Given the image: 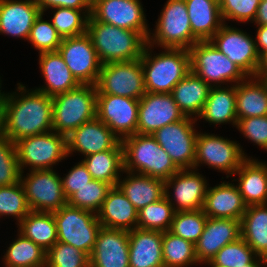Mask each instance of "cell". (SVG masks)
<instances>
[{"label": "cell", "mask_w": 267, "mask_h": 267, "mask_svg": "<svg viewBox=\"0 0 267 267\" xmlns=\"http://www.w3.org/2000/svg\"><path fill=\"white\" fill-rule=\"evenodd\" d=\"M17 85L16 92L5 94L2 136L16 143L53 131L52 97L36 89L27 91L21 83Z\"/></svg>", "instance_id": "1"}, {"label": "cell", "mask_w": 267, "mask_h": 267, "mask_svg": "<svg viewBox=\"0 0 267 267\" xmlns=\"http://www.w3.org/2000/svg\"><path fill=\"white\" fill-rule=\"evenodd\" d=\"M87 34L101 64L138 60L147 39L139 32L95 21L89 16Z\"/></svg>", "instance_id": "2"}, {"label": "cell", "mask_w": 267, "mask_h": 267, "mask_svg": "<svg viewBox=\"0 0 267 267\" xmlns=\"http://www.w3.org/2000/svg\"><path fill=\"white\" fill-rule=\"evenodd\" d=\"M152 48L147 44L140 58L145 91L171 93L174 86L191 71L189 50L164 48L159 54L152 55Z\"/></svg>", "instance_id": "3"}, {"label": "cell", "mask_w": 267, "mask_h": 267, "mask_svg": "<svg viewBox=\"0 0 267 267\" xmlns=\"http://www.w3.org/2000/svg\"><path fill=\"white\" fill-rule=\"evenodd\" d=\"M121 142L126 171L166 181L180 170L152 135L136 133Z\"/></svg>", "instance_id": "4"}, {"label": "cell", "mask_w": 267, "mask_h": 267, "mask_svg": "<svg viewBox=\"0 0 267 267\" xmlns=\"http://www.w3.org/2000/svg\"><path fill=\"white\" fill-rule=\"evenodd\" d=\"M53 131L66 137L83 123L96 118L97 87H79L52 97Z\"/></svg>", "instance_id": "5"}, {"label": "cell", "mask_w": 267, "mask_h": 267, "mask_svg": "<svg viewBox=\"0 0 267 267\" xmlns=\"http://www.w3.org/2000/svg\"><path fill=\"white\" fill-rule=\"evenodd\" d=\"M149 33L147 44L157 47L189 50L199 40L192 34L185 0H167ZM151 34H153L151 36Z\"/></svg>", "instance_id": "6"}, {"label": "cell", "mask_w": 267, "mask_h": 267, "mask_svg": "<svg viewBox=\"0 0 267 267\" xmlns=\"http://www.w3.org/2000/svg\"><path fill=\"white\" fill-rule=\"evenodd\" d=\"M189 53L191 71L211 87L222 86L227 82L236 85L247 78L210 40L196 42Z\"/></svg>", "instance_id": "7"}, {"label": "cell", "mask_w": 267, "mask_h": 267, "mask_svg": "<svg viewBox=\"0 0 267 267\" xmlns=\"http://www.w3.org/2000/svg\"><path fill=\"white\" fill-rule=\"evenodd\" d=\"M53 215L58 242L72 245L90 256L102 227L97 214L66 204Z\"/></svg>", "instance_id": "8"}, {"label": "cell", "mask_w": 267, "mask_h": 267, "mask_svg": "<svg viewBox=\"0 0 267 267\" xmlns=\"http://www.w3.org/2000/svg\"><path fill=\"white\" fill-rule=\"evenodd\" d=\"M15 145L23 173L26 167L29 171L53 169V165L68 157L66 136L55 131L22 138Z\"/></svg>", "instance_id": "9"}, {"label": "cell", "mask_w": 267, "mask_h": 267, "mask_svg": "<svg viewBox=\"0 0 267 267\" xmlns=\"http://www.w3.org/2000/svg\"><path fill=\"white\" fill-rule=\"evenodd\" d=\"M239 144L217 134L198 132L194 169L198 171L197 167L200 164H206L208 168L223 171L227 178L233 176L241 164L249 158Z\"/></svg>", "instance_id": "10"}, {"label": "cell", "mask_w": 267, "mask_h": 267, "mask_svg": "<svg viewBox=\"0 0 267 267\" xmlns=\"http://www.w3.org/2000/svg\"><path fill=\"white\" fill-rule=\"evenodd\" d=\"M97 95H115L140 100L146 93L141 59L102 64Z\"/></svg>", "instance_id": "11"}, {"label": "cell", "mask_w": 267, "mask_h": 267, "mask_svg": "<svg viewBox=\"0 0 267 267\" xmlns=\"http://www.w3.org/2000/svg\"><path fill=\"white\" fill-rule=\"evenodd\" d=\"M21 172L20 183L31 211L54 212L67 204L62 180L53 169Z\"/></svg>", "instance_id": "12"}, {"label": "cell", "mask_w": 267, "mask_h": 267, "mask_svg": "<svg viewBox=\"0 0 267 267\" xmlns=\"http://www.w3.org/2000/svg\"><path fill=\"white\" fill-rule=\"evenodd\" d=\"M196 121L195 118L186 117L165 125L152 134L179 169H194L198 134L194 128Z\"/></svg>", "instance_id": "13"}, {"label": "cell", "mask_w": 267, "mask_h": 267, "mask_svg": "<svg viewBox=\"0 0 267 267\" xmlns=\"http://www.w3.org/2000/svg\"><path fill=\"white\" fill-rule=\"evenodd\" d=\"M57 51L81 85L97 84L102 64L87 33L80 36L62 38L61 45Z\"/></svg>", "instance_id": "14"}, {"label": "cell", "mask_w": 267, "mask_h": 267, "mask_svg": "<svg viewBox=\"0 0 267 267\" xmlns=\"http://www.w3.org/2000/svg\"><path fill=\"white\" fill-rule=\"evenodd\" d=\"M210 41L247 77H255L260 60L255 38L241 29L224 23Z\"/></svg>", "instance_id": "15"}, {"label": "cell", "mask_w": 267, "mask_h": 267, "mask_svg": "<svg viewBox=\"0 0 267 267\" xmlns=\"http://www.w3.org/2000/svg\"><path fill=\"white\" fill-rule=\"evenodd\" d=\"M142 5L140 0H99L91 7L90 16L95 21L134 30L148 39L151 31Z\"/></svg>", "instance_id": "16"}, {"label": "cell", "mask_w": 267, "mask_h": 267, "mask_svg": "<svg viewBox=\"0 0 267 267\" xmlns=\"http://www.w3.org/2000/svg\"><path fill=\"white\" fill-rule=\"evenodd\" d=\"M139 100L115 95H97L96 117L122 141L137 133Z\"/></svg>", "instance_id": "17"}, {"label": "cell", "mask_w": 267, "mask_h": 267, "mask_svg": "<svg viewBox=\"0 0 267 267\" xmlns=\"http://www.w3.org/2000/svg\"><path fill=\"white\" fill-rule=\"evenodd\" d=\"M196 171L195 169H180L165 181L164 196L176 212L203 209L209 184L206 178ZM170 188L173 192L172 190L169 192Z\"/></svg>", "instance_id": "18"}, {"label": "cell", "mask_w": 267, "mask_h": 267, "mask_svg": "<svg viewBox=\"0 0 267 267\" xmlns=\"http://www.w3.org/2000/svg\"><path fill=\"white\" fill-rule=\"evenodd\" d=\"M185 118L171 93L146 92L139 100L137 133L152 135L163 126Z\"/></svg>", "instance_id": "19"}, {"label": "cell", "mask_w": 267, "mask_h": 267, "mask_svg": "<svg viewBox=\"0 0 267 267\" xmlns=\"http://www.w3.org/2000/svg\"><path fill=\"white\" fill-rule=\"evenodd\" d=\"M121 140L97 117L83 123L66 137L67 156L73 152L84 157L113 149Z\"/></svg>", "instance_id": "20"}, {"label": "cell", "mask_w": 267, "mask_h": 267, "mask_svg": "<svg viewBox=\"0 0 267 267\" xmlns=\"http://www.w3.org/2000/svg\"><path fill=\"white\" fill-rule=\"evenodd\" d=\"M90 257V267H130L129 231L101 227Z\"/></svg>", "instance_id": "21"}, {"label": "cell", "mask_w": 267, "mask_h": 267, "mask_svg": "<svg viewBox=\"0 0 267 267\" xmlns=\"http://www.w3.org/2000/svg\"><path fill=\"white\" fill-rule=\"evenodd\" d=\"M240 237V220L207 217L203 233L195 243L198 264L209 263L222 247Z\"/></svg>", "instance_id": "22"}, {"label": "cell", "mask_w": 267, "mask_h": 267, "mask_svg": "<svg viewBox=\"0 0 267 267\" xmlns=\"http://www.w3.org/2000/svg\"><path fill=\"white\" fill-rule=\"evenodd\" d=\"M40 13L33 0H0V34L28 40Z\"/></svg>", "instance_id": "23"}, {"label": "cell", "mask_w": 267, "mask_h": 267, "mask_svg": "<svg viewBox=\"0 0 267 267\" xmlns=\"http://www.w3.org/2000/svg\"><path fill=\"white\" fill-rule=\"evenodd\" d=\"M246 208L234 183L223 181L214 187H208L203 206L207 217L241 220Z\"/></svg>", "instance_id": "24"}, {"label": "cell", "mask_w": 267, "mask_h": 267, "mask_svg": "<svg viewBox=\"0 0 267 267\" xmlns=\"http://www.w3.org/2000/svg\"><path fill=\"white\" fill-rule=\"evenodd\" d=\"M97 219L103 227L132 231L137 228L138 211L118 186L108 191Z\"/></svg>", "instance_id": "25"}, {"label": "cell", "mask_w": 267, "mask_h": 267, "mask_svg": "<svg viewBox=\"0 0 267 267\" xmlns=\"http://www.w3.org/2000/svg\"><path fill=\"white\" fill-rule=\"evenodd\" d=\"M163 232L135 228L129 231V266L164 267Z\"/></svg>", "instance_id": "26"}, {"label": "cell", "mask_w": 267, "mask_h": 267, "mask_svg": "<svg viewBox=\"0 0 267 267\" xmlns=\"http://www.w3.org/2000/svg\"><path fill=\"white\" fill-rule=\"evenodd\" d=\"M246 206L267 204V163L247 158L233 174Z\"/></svg>", "instance_id": "27"}, {"label": "cell", "mask_w": 267, "mask_h": 267, "mask_svg": "<svg viewBox=\"0 0 267 267\" xmlns=\"http://www.w3.org/2000/svg\"><path fill=\"white\" fill-rule=\"evenodd\" d=\"M39 65L45 83L44 86L36 88V90L47 96L54 97L81 85L58 51L39 54Z\"/></svg>", "instance_id": "28"}, {"label": "cell", "mask_w": 267, "mask_h": 267, "mask_svg": "<svg viewBox=\"0 0 267 267\" xmlns=\"http://www.w3.org/2000/svg\"><path fill=\"white\" fill-rule=\"evenodd\" d=\"M127 174L123 180H118L117 186L134 205L137 211L148 204L157 202L165 195V181L148 175L132 173L123 170Z\"/></svg>", "instance_id": "29"}, {"label": "cell", "mask_w": 267, "mask_h": 267, "mask_svg": "<svg viewBox=\"0 0 267 267\" xmlns=\"http://www.w3.org/2000/svg\"><path fill=\"white\" fill-rule=\"evenodd\" d=\"M210 89V85L190 71L174 86L171 94L184 115L196 119L201 115Z\"/></svg>", "instance_id": "30"}, {"label": "cell", "mask_w": 267, "mask_h": 267, "mask_svg": "<svg viewBox=\"0 0 267 267\" xmlns=\"http://www.w3.org/2000/svg\"><path fill=\"white\" fill-rule=\"evenodd\" d=\"M192 34L199 41H208L224 24L216 0H185Z\"/></svg>", "instance_id": "31"}, {"label": "cell", "mask_w": 267, "mask_h": 267, "mask_svg": "<svg viewBox=\"0 0 267 267\" xmlns=\"http://www.w3.org/2000/svg\"><path fill=\"white\" fill-rule=\"evenodd\" d=\"M211 123L210 125H220L232 123L237 125L236 113V85L211 87L207 101L201 115L198 117Z\"/></svg>", "instance_id": "32"}, {"label": "cell", "mask_w": 267, "mask_h": 267, "mask_svg": "<svg viewBox=\"0 0 267 267\" xmlns=\"http://www.w3.org/2000/svg\"><path fill=\"white\" fill-rule=\"evenodd\" d=\"M237 119L267 115V80L247 77L236 84Z\"/></svg>", "instance_id": "33"}, {"label": "cell", "mask_w": 267, "mask_h": 267, "mask_svg": "<svg viewBox=\"0 0 267 267\" xmlns=\"http://www.w3.org/2000/svg\"><path fill=\"white\" fill-rule=\"evenodd\" d=\"M93 180L117 186L124 170L123 145L120 141L113 149L86 156L81 160ZM120 175V176H119Z\"/></svg>", "instance_id": "34"}, {"label": "cell", "mask_w": 267, "mask_h": 267, "mask_svg": "<svg viewBox=\"0 0 267 267\" xmlns=\"http://www.w3.org/2000/svg\"><path fill=\"white\" fill-rule=\"evenodd\" d=\"M240 229L241 237L255 254L267 260V204L248 206Z\"/></svg>", "instance_id": "35"}, {"label": "cell", "mask_w": 267, "mask_h": 267, "mask_svg": "<svg viewBox=\"0 0 267 267\" xmlns=\"http://www.w3.org/2000/svg\"><path fill=\"white\" fill-rule=\"evenodd\" d=\"M17 226L19 233L46 252L58 241L53 212L30 211Z\"/></svg>", "instance_id": "36"}, {"label": "cell", "mask_w": 267, "mask_h": 267, "mask_svg": "<svg viewBox=\"0 0 267 267\" xmlns=\"http://www.w3.org/2000/svg\"><path fill=\"white\" fill-rule=\"evenodd\" d=\"M17 236L2 258L5 267H45L46 251L21 233Z\"/></svg>", "instance_id": "37"}, {"label": "cell", "mask_w": 267, "mask_h": 267, "mask_svg": "<svg viewBox=\"0 0 267 267\" xmlns=\"http://www.w3.org/2000/svg\"><path fill=\"white\" fill-rule=\"evenodd\" d=\"M162 255L164 267L198 265L195 244L170 231L163 232Z\"/></svg>", "instance_id": "38"}, {"label": "cell", "mask_w": 267, "mask_h": 267, "mask_svg": "<svg viewBox=\"0 0 267 267\" xmlns=\"http://www.w3.org/2000/svg\"><path fill=\"white\" fill-rule=\"evenodd\" d=\"M52 10L54 14L50 22L62 38L75 37L87 33V23L91 10H77L66 7H56L52 8Z\"/></svg>", "instance_id": "39"}, {"label": "cell", "mask_w": 267, "mask_h": 267, "mask_svg": "<svg viewBox=\"0 0 267 267\" xmlns=\"http://www.w3.org/2000/svg\"><path fill=\"white\" fill-rule=\"evenodd\" d=\"M175 212L164 196L138 211L137 227L145 230L169 231Z\"/></svg>", "instance_id": "40"}, {"label": "cell", "mask_w": 267, "mask_h": 267, "mask_svg": "<svg viewBox=\"0 0 267 267\" xmlns=\"http://www.w3.org/2000/svg\"><path fill=\"white\" fill-rule=\"evenodd\" d=\"M207 216L203 209L175 212L169 231L195 244L203 233Z\"/></svg>", "instance_id": "41"}, {"label": "cell", "mask_w": 267, "mask_h": 267, "mask_svg": "<svg viewBox=\"0 0 267 267\" xmlns=\"http://www.w3.org/2000/svg\"><path fill=\"white\" fill-rule=\"evenodd\" d=\"M111 188L109 183L92 180L73 193L67 199V204L97 213Z\"/></svg>", "instance_id": "42"}, {"label": "cell", "mask_w": 267, "mask_h": 267, "mask_svg": "<svg viewBox=\"0 0 267 267\" xmlns=\"http://www.w3.org/2000/svg\"><path fill=\"white\" fill-rule=\"evenodd\" d=\"M256 257L252 248L240 237L237 241L222 247L209 263L204 264L213 267H242L250 264Z\"/></svg>", "instance_id": "43"}, {"label": "cell", "mask_w": 267, "mask_h": 267, "mask_svg": "<svg viewBox=\"0 0 267 267\" xmlns=\"http://www.w3.org/2000/svg\"><path fill=\"white\" fill-rule=\"evenodd\" d=\"M30 211L20 182L0 187V217H15L19 224Z\"/></svg>", "instance_id": "44"}, {"label": "cell", "mask_w": 267, "mask_h": 267, "mask_svg": "<svg viewBox=\"0 0 267 267\" xmlns=\"http://www.w3.org/2000/svg\"><path fill=\"white\" fill-rule=\"evenodd\" d=\"M45 267H90V257L72 245L57 241L46 252Z\"/></svg>", "instance_id": "45"}, {"label": "cell", "mask_w": 267, "mask_h": 267, "mask_svg": "<svg viewBox=\"0 0 267 267\" xmlns=\"http://www.w3.org/2000/svg\"><path fill=\"white\" fill-rule=\"evenodd\" d=\"M43 15L45 14L40 13L35 19L27 40L39 51L38 54L57 51L62 41V37L51 22L49 20L44 21Z\"/></svg>", "instance_id": "46"}, {"label": "cell", "mask_w": 267, "mask_h": 267, "mask_svg": "<svg viewBox=\"0 0 267 267\" xmlns=\"http://www.w3.org/2000/svg\"><path fill=\"white\" fill-rule=\"evenodd\" d=\"M21 170L14 142L0 137V187L20 182Z\"/></svg>", "instance_id": "47"}, {"label": "cell", "mask_w": 267, "mask_h": 267, "mask_svg": "<svg viewBox=\"0 0 267 267\" xmlns=\"http://www.w3.org/2000/svg\"><path fill=\"white\" fill-rule=\"evenodd\" d=\"M259 4L260 0H220L219 6L223 22L233 20L253 23Z\"/></svg>", "instance_id": "48"}, {"label": "cell", "mask_w": 267, "mask_h": 267, "mask_svg": "<svg viewBox=\"0 0 267 267\" xmlns=\"http://www.w3.org/2000/svg\"><path fill=\"white\" fill-rule=\"evenodd\" d=\"M236 128L253 144L267 151V115L239 119Z\"/></svg>", "instance_id": "49"}, {"label": "cell", "mask_w": 267, "mask_h": 267, "mask_svg": "<svg viewBox=\"0 0 267 267\" xmlns=\"http://www.w3.org/2000/svg\"><path fill=\"white\" fill-rule=\"evenodd\" d=\"M63 193L68 199L79 188L93 180L91 174L87 171L86 166L82 161L69 170L68 174L61 178Z\"/></svg>", "instance_id": "50"}, {"label": "cell", "mask_w": 267, "mask_h": 267, "mask_svg": "<svg viewBox=\"0 0 267 267\" xmlns=\"http://www.w3.org/2000/svg\"><path fill=\"white\" fill-rule=\"evenodd\" d=\"M39 7L41 13L46 12L49 8L66 7L77 10H91V6L86 0H33Z\"/></svg>", "instance_id": "51"}, {"label": "cell", "mask_w": 267, "mask_h": 267, "mask_svg": "<svg viewBox=\"0 0 267 267\" xmlns=\"http://www.w3.org/2000/svg\"><path fill=\"white\" fill-rule=\"evenodd\" d=\"M257 26L256 32V48L259 56L261 57L264 53H267V25H255Z\"/></svg>", "instance_id": "52"}, {"label": "cell", "mask_w": 267, "mask_h": 267, "mask_svg": "<svg viewBox=\"0 0 267 267\" xmlns=\"http://www.w3.org/2000/svg\"><path fill=\"white\" fill-rule=\"evenodd\" d=\"M255 23L256 25H267V0H260L254 20Z\"/></svg>", "instance_id": "53"}, {"label": "cell", "mask_w": 267, "mask_h": 267, "mask_svg": "<svg viewBox=\"0 0 267 267\" xmlns=\"http://www.w3.org/2000/svg\"><path fill=\"white\" fill-rule=\"evenodd\" d=\"M255 77L261 80H267V53H264L260 57Z\"/></svg>", "instance_id": "54"}, {"label": "cell", "mask_w": 267, "mask_h": 267, "mask_svg": "<svg viewBox=\"0 0 267 267\" xmlns=\"http://www.w3.org/2000/svg\"><path fill=\"white\" fill-rule=\"evenodd\" d=\"M1 79H0V88H1ZM2 90L0 89V137L2 136L3 133V114H4V100H5V94L4 91L1 92Z\"/></svg>", "instance_id": "55"}, {"label": "cell", "mask_w": 267, "mask_h": 267, "mask_svg": "<svg viewBox=\"0 0 267 267\" xmlns=\"http://www.w3.org/2000/svg\"><path fill=\"white\" fill-rule=\"evenodd\" d=\"M242 267H267V260L257 256L250 264L244 265Z\"/></svg>", "instance_id": "56"}, {"label": "cell", "mask_w": 267, "mask_h": 267, "mask_svg": "<svg viewBox=\"0 0 267 267\" xmlns=\"http://www.w3.org/2000/svg\"><path fill=\"white\" fill-rule=\"evenodd\" d=\"M86 1L92 7L99 0H86Z\"/></svg>", "instance_id": "57"}]
</instances>
